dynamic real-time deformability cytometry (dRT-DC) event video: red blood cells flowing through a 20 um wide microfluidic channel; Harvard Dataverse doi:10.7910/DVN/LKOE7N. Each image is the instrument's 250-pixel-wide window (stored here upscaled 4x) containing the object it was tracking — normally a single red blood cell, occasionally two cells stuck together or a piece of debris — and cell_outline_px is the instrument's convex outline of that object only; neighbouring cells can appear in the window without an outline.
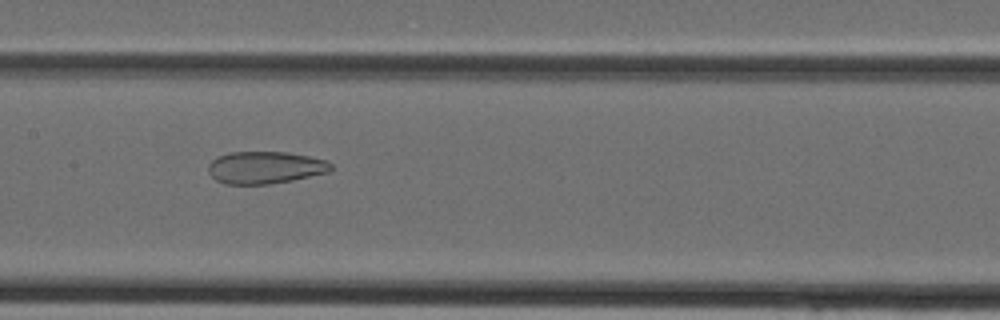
{"species": "Egyptian fruit bat (a non-hibernating species)", "species_latin": "Rousettus aegyptiacus", "temperature_condition": "cold", "stored_images_in_passage": 39, "camera_frame_rate_fps": 3000, "um_per_image_px": 0.085, "animal": {"sex": "female"}, "frame": {"image": 1, "passage_image": 19, "time_ms": 6.0, "image_size_px": [1000, 320], "cell_outline_px": [[332, 168], [328, 172], [292, 180], [268, 184], [224, 184], [216, 180], [208, 172], [208, 164], [212, 160], [228, 152], [288, 152], [328, 160], [332, 164]], "centroid_in_image_um": [22.53, 14.24], "position_along_channel_um": 184.9, "area_um2": 23.06}}
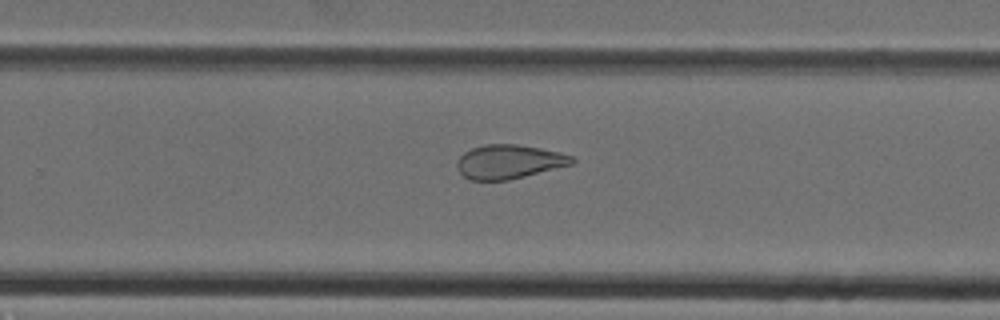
{"frame": {"image": 2, "passage_image": 25, "time_ms": 8.0, "image_size_px": [1000, 320], "cell_outline_px": [[576, 160], [572, 164], [508, 180], [472, 180], [464, 176], [456, 168], [456, 160], [464, 152], [472, 148], [484, 144], [516, 144], [540, 148], [572, 156]], "centroid_in_image_um": [43.21, 13.74], "position_along_channel_um": 286.6, "area_um2": 22.6}}
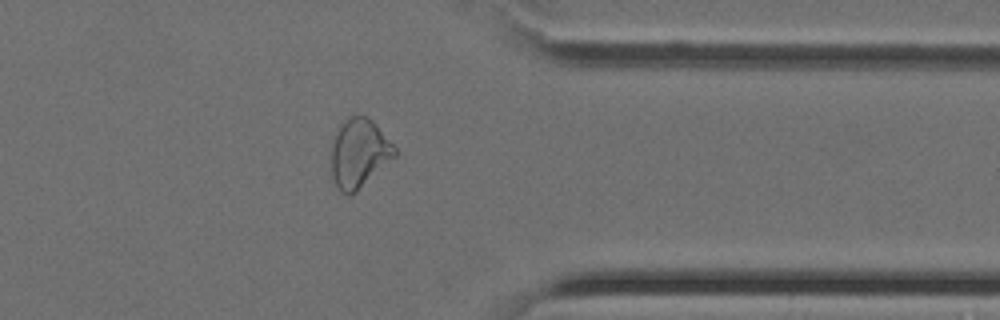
{"frame": {"image": 3, "passage_image": 31, "time_ms": 10.0, "image_size_px": [1000, 320], "cell_outline_px": [[396, 156], [356, 192], [348, 196], [340, 192], [332, 176], [332, 144], [344, 120], [348, 116], [368, 116], [372, 120], [396, 148]], "centroid_in_image_um": [30.53, 13.05], "position_along_channel_um": 380.9, "area_um2": 25.09}}